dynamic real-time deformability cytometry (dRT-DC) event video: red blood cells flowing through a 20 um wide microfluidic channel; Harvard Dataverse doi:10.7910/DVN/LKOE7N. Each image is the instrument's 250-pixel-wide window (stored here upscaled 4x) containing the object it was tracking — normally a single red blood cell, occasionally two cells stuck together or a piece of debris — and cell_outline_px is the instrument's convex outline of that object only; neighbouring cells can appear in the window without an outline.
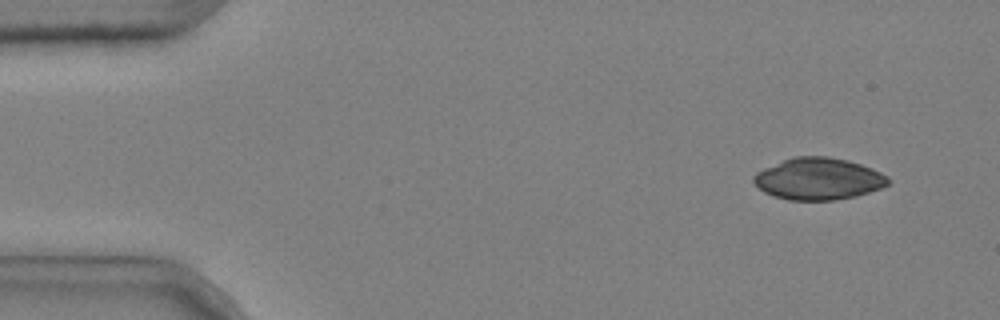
{"species": "common noctule bat (a hibernating species)", "species_latin": "Nyctalus noctula", "temperature_condition": "cold", "stored_images_in_passage": 4, "camera_frame_rate_fps": 3000, "um_per_image_px": 0.085, "animal": {"sex": "male", "body_mass_g": 20.4}, "frame": {"image": 1, "passage_image": 1, "time_ms": 0.0, "image_size_px": [1000, 320], "cell_outline_px": [[892, 180], [888, 184], [880, 188], [856, 196], [832, 200], [788, 200], [772, 196], [764, 192], [752, 180], [752, 176], [756, 172], [764, 168], [792, 156], [828, 156], [848, 160], [872, 168], [888, 176]], "centroid_in_image_um": [69.56, 15.19], "position_along_channel_um": 15.4, "area_um2": 32.95}}